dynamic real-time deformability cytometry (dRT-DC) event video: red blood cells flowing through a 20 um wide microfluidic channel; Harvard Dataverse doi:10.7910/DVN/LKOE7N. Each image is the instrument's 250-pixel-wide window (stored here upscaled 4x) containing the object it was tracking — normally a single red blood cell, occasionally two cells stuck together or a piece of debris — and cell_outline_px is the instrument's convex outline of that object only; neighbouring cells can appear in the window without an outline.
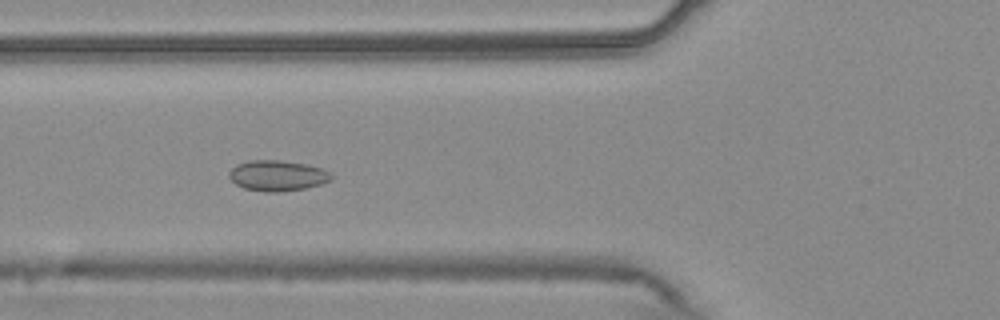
{"species": "common noctule bat (a hibernating species)", "species_latin": "Nyctalus noctula", "temperature_condition": "warm", "stored_images_in_passage": 41, "camera_frame_rate_fps": 3000, "um_per_image_px": 0.085, "animal": {"sex": "male", "body_mass_g": 20.4}, "frame": {"image": 1, "passage_image": 7, "time_ms": 2.0, "image_size_px": [1000, 320], "cell_outline_px": [[332, 180], [324, 184], [304, 188], [280, 192], [264, 192], [244, 188], [236, 184], [228, 176], [228, 172], [236, 164], [248, 160], [280, 160], [304, 164], [324, 168], [332, 176]], "centroid_in_image_um": [23.58, 14.93], "position_along_channel_um": 102.2, "area_um2": 18.38}}
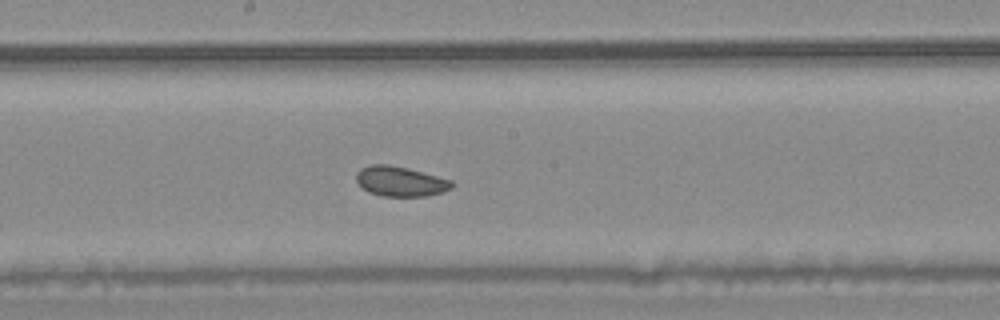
{"frame": {"image": 2, "passage_image": 16, "time_ms": 5.0, "image_size_px": [1000, 320], "cell_outline_px": [[456, 184], [452, 188], [428, 196], [380, 196], [368, 192], [356, 180], [356, 172], [360, 168], [368, 164], [388, 164], [452, 180]], "centroid_in_image_um": [34.01, 15.42], "position_along_channel_um": 214.2, "area_um2": 16.59}}
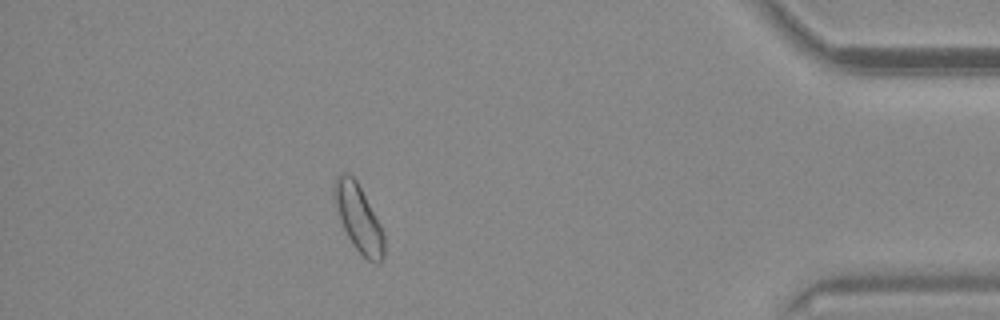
{"frame": {"image": 3, "passage_image": 35, "time_ms": 11.333, "image_size_px": [1000, 320], "cell_outline_px": [[384, 256], [380, 264], [376, 264], [368, 260], [352, 244], [340, 220], [332, 200], [332, 188], [336, 176], [340, 172], [348, 172], [356, 180], [380, 224], [384, 232]], "centroid_in_image_um": [30.44, 18.52], "position_along_channel_um": 404.8, "area_um2": 19.65}, "authors_computed_cell_mechanics": {"area_um2": 17.8602, "velocity_mm_per_s": 3.7253, "shape_relaxation_time_tau1_ms": null, "shape_relaxation_time_tau2_ms": 3.2425, "deformation_change_tau1": null, "deformation_change_tau2": 0.0807}}